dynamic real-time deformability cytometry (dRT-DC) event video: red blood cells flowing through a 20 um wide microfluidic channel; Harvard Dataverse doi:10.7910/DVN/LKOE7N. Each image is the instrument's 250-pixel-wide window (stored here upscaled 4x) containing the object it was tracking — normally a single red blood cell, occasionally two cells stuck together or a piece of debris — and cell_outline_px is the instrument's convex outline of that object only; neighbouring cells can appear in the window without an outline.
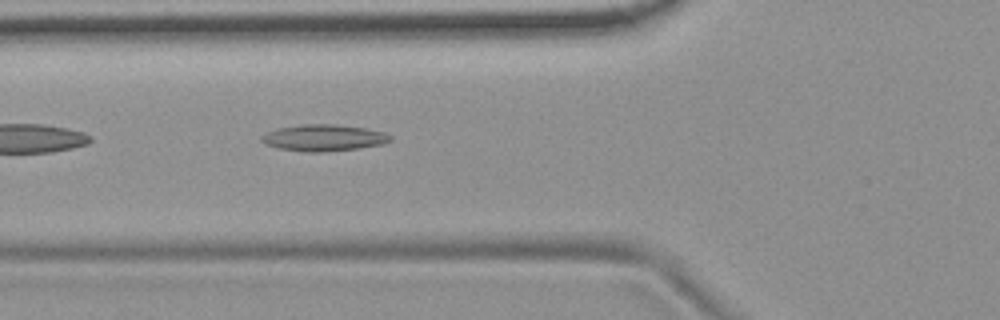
{"species": "common noctule bat (a hibernating species)", "species_latin": "Nyctalus noctula", "temperature_condition": "room temperature", "stored_images_in_passage": 6, "camera_frame_rate_fps": 3000, "um_per_image_px": 0.085, "animal": {"sex": "female", "body_mass_g": 19.9}, "frame": {"image": 1, "passage_image": 6, "time_ms": 1.667, "image_size_px": [1000, 320], "cell_outline_px": [[392, 140], [384, 144], [360, 148], [320, 152], [308, 152], [280, 148], [264, 144], [260, 140], [260, 136], [276, 128], [300, 124], [332, 124], [364, 128], [384, 132], [392, 136]], "centroid_in_image_um": [27.51, 11.71], "position_along_channel_um": 98.3, "area_um2": 19.94}}